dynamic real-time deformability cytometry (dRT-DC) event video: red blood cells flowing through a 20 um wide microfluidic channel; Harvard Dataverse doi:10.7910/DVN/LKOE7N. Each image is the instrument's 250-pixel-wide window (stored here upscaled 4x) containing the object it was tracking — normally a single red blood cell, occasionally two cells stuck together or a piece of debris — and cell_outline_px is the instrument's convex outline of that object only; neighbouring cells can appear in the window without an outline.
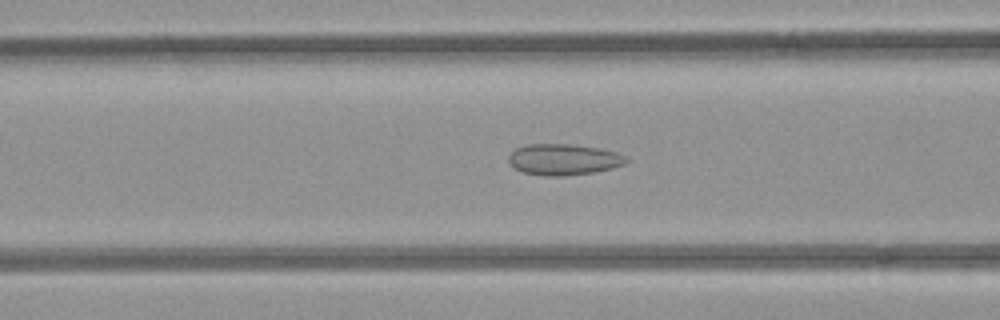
{"species": "common noctule bat (a hibernating species)", "species_latin": "Nyctalus noctula", "temperature_condition": "room temperature", "stored_images_in_passage": 48, "camera_frame_rate_fps": 3000, "um_per_image_px": 0.085, "animal": {"sex": "female", "body_mass_g": 21.9}, "frame": {"image": 1, "passage_image": 20, "time_ms": 6.333, "image_size_px": [1000, 320], "cell_outline_px": [[628, 160], [624, 164], [612, 168], [592, 172], [560, 176], [544, 176], [524, 172], [516, 168], [508, 160], [508, 156], [516, 148], [524, 144], [568, 144], [600, 148], [616, 152], [624, 156]], "centroid_in_image_um": [47.89, 13.54], "position_along_channel_um": 118.7, "area_um2": 21.1}}
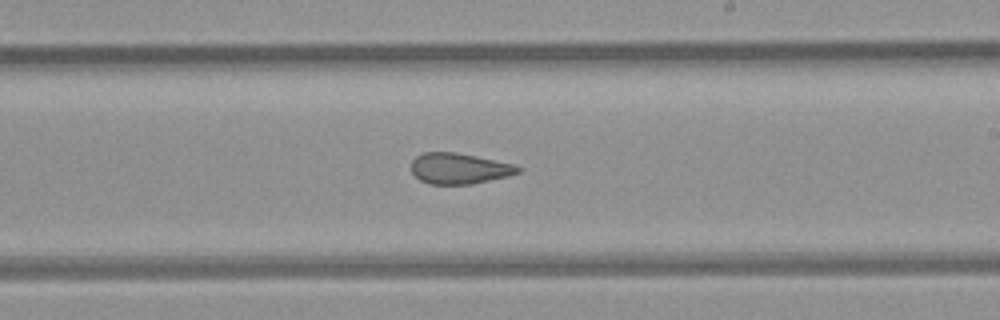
{"frame": {"image": 2, "passage_image": 30, "time_ms": 9.667, "image_size_px": [1000, 320], "cell_outline_px": [[520, 172], [508, 176], [472, 184], [428, 184], [420, 180], [412, 172], [412, 160], [416, 156], [424, 152], [456, 152], [476, 156], [512, 164], [520, 168]], "centroid_in_image_um": [39.0, 14.32], "position_along_channel_um": 250.0, "area_um2": 19.02}}
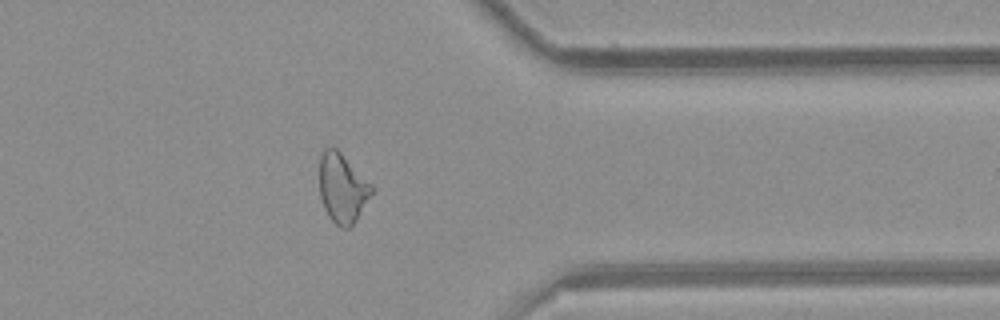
{"frame": {"image": 3, "passage_image": 41, "time_ms": 13.333, "image_size_px": [1000, 320], "cell_outline_px": [[372, 192], [356, 220], [348, 228], [340, 228], [328, 216], [324, 208], [320, 196], [320, 156], [324, 148], [336, 148], [372, 184]], "centroid_in_image_um": [29.08, 15.99], "position_along_channel_um": 382.3, "area_um2": 20.75}, "authors_computed_cell_mechanics": {"area_um2": 21.2993, "velocity_mm_per_s": 3.9368, "shape_relaxation_time_tau1_ms": null, "shape_relaxation_time_tau2_ms": 1.8255, "deformation_change_tau1": null, "deformation_change_tau2": 0.0885}}